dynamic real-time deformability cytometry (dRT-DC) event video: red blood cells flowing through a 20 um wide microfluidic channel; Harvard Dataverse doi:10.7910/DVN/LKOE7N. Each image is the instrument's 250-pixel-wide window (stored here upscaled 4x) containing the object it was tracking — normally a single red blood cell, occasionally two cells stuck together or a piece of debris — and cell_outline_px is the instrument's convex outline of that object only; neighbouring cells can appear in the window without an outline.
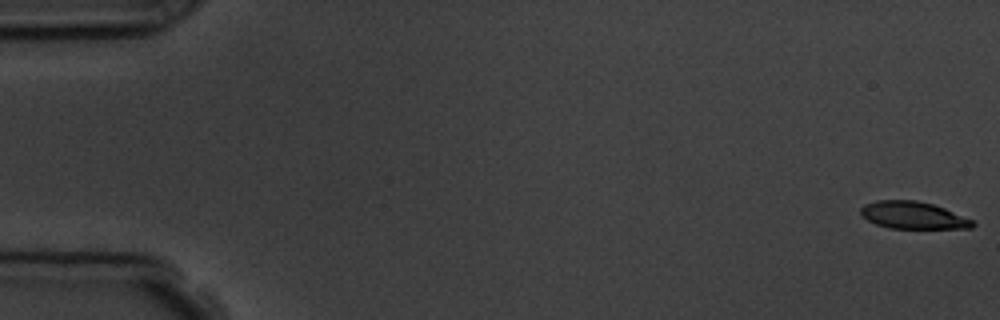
{"species": "common noctule bat (a hibernating species)", "species_latin": "Nyctalus noctula", "temperature_condition": "room temperature", "stored_images_in_passage": 6, "camera_frame_rate_fps": 3000, "um_per_image_px": 0.085, "animal": {"sex": "male", "body_mass_g": 19.5, "forearm_length_mm": 54.6}, "frame": {"image": 1, "passage_image": 1, "time_ms": 0.0, "image_size_px": [1000, 320], "cell_outline_px": [[976, 224], [972, 228], [888, 228], [876, 224], [860, 216], [860, 208], [864, 204], [876, 200], [916, 200], [932, 204], [944, 208], [972, 220]], "centroid_in_image_um": [77.56, 18.29], "position_along_channel_um": 7.4, "area_um2": 17.74}}
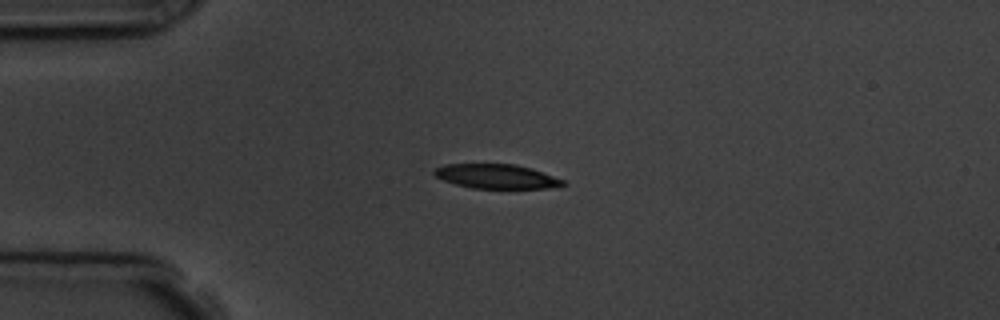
{"frame": {"image": 2, "passage_image": 5, "time_ms": 4.333, "image_size_px": [1000, 320], "cell_outline_px": [[568, 184], [560, 188], [472, 188], [456, 184], [444, 180], [436, 176], [432, 172], [436, 168], [444, 164], [516, 164], [532, 168], [564, 180]], "centroid_in_image_um": [42.26, 14.99], "position_along_channel_um": 42.7, "area_um2": 18.38}}